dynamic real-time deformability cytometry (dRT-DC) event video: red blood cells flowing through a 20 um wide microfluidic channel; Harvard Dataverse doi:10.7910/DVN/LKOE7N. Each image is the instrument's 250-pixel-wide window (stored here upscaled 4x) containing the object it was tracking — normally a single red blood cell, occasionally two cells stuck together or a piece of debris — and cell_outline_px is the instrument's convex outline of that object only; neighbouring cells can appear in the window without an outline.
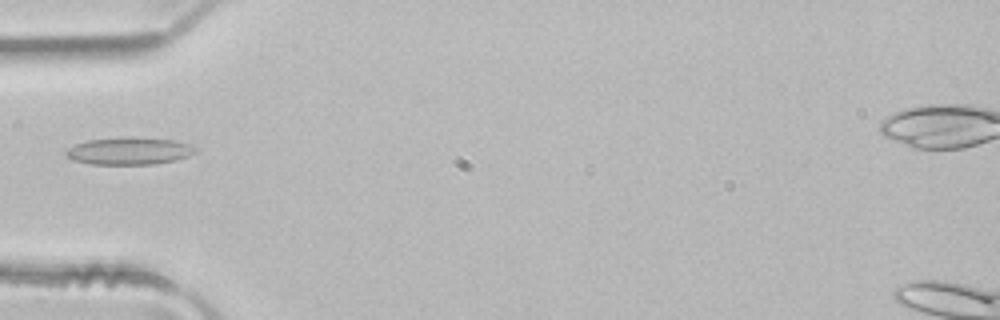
{"species": "common noctule bat (a hibernating species)", "species_latin": "Nyctalus noctula", "temperature_condition": "room temperature", "stored_images_in_passage": 1, "camera_frame_rate_fps": 3000, "um_per_image_px": 0.085, "animal": {"sex": "male", "body_mass_g": 21.5, "forearm_length_mm": 52.0}, "frame": {"image": 1, "passage_image": 1, "time_ms": 0.0, "image_size_px": [1000, 320], "cell_outline_px": [[196, 152], [188, 156], [176, 160], [156, 164], [92, 164], [72, 160], [64, 156], [64, 152], [68, 148], [76, 144], [88, 140], [128, 136], [132, 136], [172, 140], [188, 144], [196, 148]], "centroid_in_image_um": [10.95, 12.83], "position_along_channel_um": 74.1, "area_um2": 20.75}}